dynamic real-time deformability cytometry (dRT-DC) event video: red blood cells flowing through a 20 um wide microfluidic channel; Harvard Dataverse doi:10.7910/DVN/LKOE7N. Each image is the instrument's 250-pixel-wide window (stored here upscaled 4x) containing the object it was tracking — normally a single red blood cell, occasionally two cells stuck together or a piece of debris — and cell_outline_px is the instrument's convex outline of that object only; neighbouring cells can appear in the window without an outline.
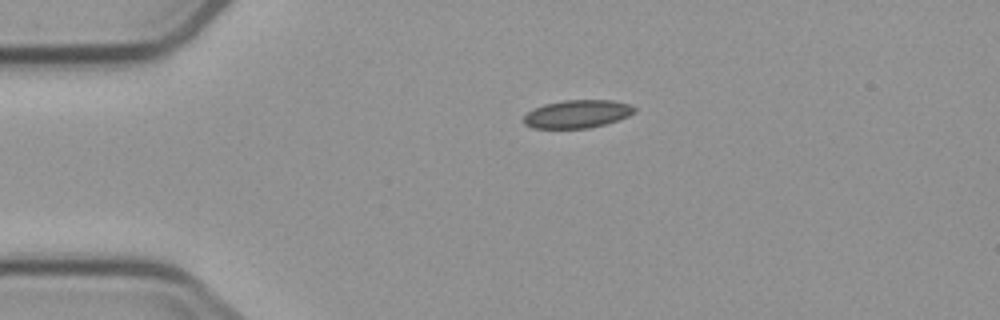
{"species": "common noctule bat (a hibernating species)", "species_latin": "Nyctalus noctula", "temperature_condition": "cold", "stored_images_in_passage": 1, "camera_frame_rate_fps": 3000, "um_per_image_px": 0.085, "animal": {"sex": "male", "body_mass_g": 23.1, "forearm_length_mm": 52.7}, "frame": {"image": 1, "passage_image": 1, "time_ms": 0.0, "image_size_px": [1000, 320], "cell_outline_px": [[636, 112], [620, 120], [588, 128], [532, 128], [524, 124], [524, 116], [528, 112], [544, 104], [564, 100], [612, 100], [628, 104], [636, 108]], "centroid_in_image_um": [49.09, 9.69], "position_along_channel_um": 35.9, "area_um2": 18.03}}